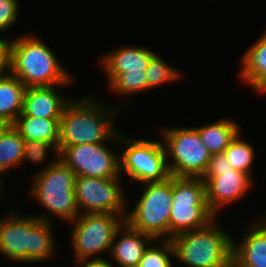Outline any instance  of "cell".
Here are the masks:
<instances>
[{"label": "cell", "instance_id": "obj_1", "mask_svg": "<svg viewBox=\"0 0 266 267\" xmlns=\"http://www.w3.org/2000/svg\"><path fill=\"white\" fill-rule=\"evenodd\" d=\"M71 99L60 119L59 152L67 146L81 144L119 143V130L114 125L116 114L125 104H99L92 97ZM97 102V103H96ZM107 106V107H106Z\"/></svg>", "mask_w": 266, "mask_h": 267}, {"label": "cell", "instance_id": "obj_2", "mask_svg": "<svg viewBox=\"0 0 266 267\" xmlns=\"http://www.w3.org/2000/svg\"><path fill=\"white\" fill-rule=\"evenodd\" d=\"M56 54L36 35H20L11 40L10 74L26 87L65 86L73 78Z\"/></svg>", "mask_w": 266, "mask_h": 267}, {"label": "cell", "instance_id": "obj_3", "mask_svg": "<svg viewBox=\"0 0 266 267\" xmlns=\"http://www.w3.org/2000/svg\"><path fill=\"white\" fill-rule=\"evenodd\" d=\"M51 222L10 212L0 219V253L15 262L38 263L54 255Z\"/></svg>", "mask_w": 266, "mask_h": 267}, {"label": "cell", "instance_id": "obj_4", "mask_svg": "<svg viewBox=\"0 0 266 267\" xmlns=\"http://www.w3.org/2000/svg\"><path fill=\"white\" fill-rule=\"evenodd\" d=\"M75 172L60 158H55L32 179L31 190L38 203L49 212L36 215L42 221L52 222V214L65 222L74 221L79 215L75 196ZM51 213V216H50Z\"/></svg>", "mask_w": 266, "mask_h": 267}, {"label": "cell", "instance_id": "obj_5", "mask_svg": "<svg viewBox=\"0 0 266 267\" xmlns=\"http://www.w3.org/2000/svg\"><path fill=\"white\" fill-rule=\"evenodd\" d=\"M174 257L188 267H221L233 257V237L215 218L206 227L186 231L171 239Z\"/></svg>", "mask_w": 266, "mask_h": 267}, {"label": "cell", "instance_id": "obj_6", "mask_svg": "<svg viewBox=\"0 0 266 267\" xmlns=\"http://www.w3.org/2000/svg\"><path fill=\"white\" fill-rule=\"evenodd\" d=\"M170 239L177 234L206 227L217 216L209 209L201 177L172 176Z\"/></svg>", "mask_w": 266, "mask_h": 267}, {"label": "cell", "instance_id": "obj_7", "mask_svg": "<svg viewBox=\"0 0 266 267\" xmlns=\"http://www.w3.org/2000/svg\"><path fill=\"white\" fill-rule=\"evenodd\" d=\"M144 192L125 221L154 240L170 239L172 175L161 182H147Z\"/></svg>", "mask_w": 266, "mask_h": 267}, {"label": "cell", "instance_id": "obj_8", "mask_svg": "<svg viewBox=\"0 0 266 267\" xmlns=\"http://www.w3.org/2000/svg\"><path fill=\"white\" fill-rule=\"evenodd\" d=\"M161 131L170 174L177 177H202L212 154L202 143L198 130L195 127H168Z\"/></svg>", "mask_w": 266, "mask_h": 267}, {"label": "cell", "instance_id": "obj_9", "mask_svg": "<svg viewBox=\"0 0 266 267\" xmlns=\"http://www.w3.org/2000/svg\"><path fill=\"white\" fill-rule=\"evenodd\" d=\"M119 130V144L125 150L119 154L120 174H127L131 181L140 183L161 182L171 174L162 141L124 137ZM123 172V173H122Z\"/></svg>", "mask_w": 266, "mask_h": 267}, {"label": "cell", "instance_id": "obj_10", "mask_svg": "<svg viewBox=\"0 0 266 267\" xmlns=\"http://www.w3.org/2000/svg\"><path fill=\"white\" fill-rule=\"evenodd\" d=\"M125 219L121 215L82 213L71 223V243L75 260L103 259L97 254L110 252L117 229ZM97 255V257H95Z\"/></svg>", "mask_w": 266, "mask_h": 267}, {"label": "cell", "instance_id": "obj_11", "mask_svg": "<svg viewBox=\"0 0 266 267\" xmlns=\"http://www.w3.org/2000/svg\"><path fill=\"white\" fill-rule=\"evenodd\" d=\"M121 178L76 176L75 196L79 214L105 213L121 215L125 219L128 201L119 184Z\"/></svg>", "mask_w": 266, "mask_h": 267}, {"label": "cell", "instance_id": "obj_12", "mask_svg": "<svg viewBox=\"0 0 266 267\" xmlns=\"http://www.w3.org/2000/svg\"><path fill=\"white\" fill-rule=\"evenodd\" d=\"M59 158L76 176L121 177L119 154L108 148L106 143L67 146L59 152Z\"/></svg>", "mask_w": 266, "mask_h": 267}, {"label": "cell", "instance_id": "obj_13", "mask_svg": "<svg viewBox=\"0 0 266 267\" xmlns=\"http://www.w3.org/2000/svg\"><path fill=\"white\" fill-rule=\"evenodd\" d=\"M209 209L217 216L220 208L240 200L252 186V177L231 169L213 171L205 180Z\"/></svg>", "mask_w": 266, "mask_h": 267}, {"label": "cell", "instance_id": "obj_14", "mask_svg": "<svg viewBox=\"0 0 266 267\" xmlns=\"http://www.w3.org/2000/svg\"><path fill=\"white\" fill-rule=\"evenodd\" d=\"M153 241L151 236L135 230L124 221L117 229L111 244V258L117 263V267H137L144 251Z\"/></svg>", "mask_w": 266, "mask_h": 267}, {"label": "cell", "instance_id": "obj_15", "mask_svg": "<svg viewBox=\"0 0 266 267\" xmlns=\"http://www.w3.org/2000/svg\"><path fill=\"white\" fill-rule=\"evenodd\" d=\"M70 100L61 95L55 86L27 87L19 116L61 118Z\"/></svg>", "mask_w": 266, "mask_h": 267}, {"label": "cell", "instance_id": "obj_16", "mask_svg": "<svg viewBox=\"0 0 266 267\" xmlns=\"http://www.w3.org/2000/svg\"><path fill=\"white\" fill-rule=\"evenodd\" d=\"M152 50L142 46H124L106 53L101 58V67L110 84L120 73L129 71H146Z\"/></svg>", "mask_w": 266, "mask_h": 267}, {"label": "cell", "instance_id": "obj_17", "mask_svg": "<svg viewBox=\"0 0 266 267\" xmlns=\"http://www.w3.org/2000/svg\"><path fill=\"white\" fill-rule=\"evenodd\" d=\"M251 225L242 241H233V257L243 267H266V216Z\"/></svg>", "mask_w": 266, "mask_h": 267}, {"label": "cell", "instance_id": "obj_18", "mask_svg": "<svg viewBox=\"0 0 266 267\" xmlns=\"http://www.w3.org/2000/svg\"><path fill=\"white\" fill-rule=\"evenodd\" d=\"M240 79L257 92L266 93V35L263 33L242 56Z\"/></svg>", "mask_w": 266, "mask_h": 267}, {"label": "cell", "instance_id": "obj_19", "mask_svg": "<svg viewBox=\"0 0 266 267\" xmlns=\"http://www.w3.org/2000/svg\"><path fill=\"white\" fill-rule=\"evenodd\" d=\"M60 119L18 116L12 126L25 140L50 142L58 148Z\"/></svg>", "mask_w": 266, "mask_h": 267}, {"label": "cell", "instance_id": "obj_20", "mask_svg": "<svg viewBox=\"0 0 266 267\" xmlns=\"http://www.w3.org/2000/svg\"><path fill=\"white\" fill-rule=\"evenodd\" d=\"M26 86L15 76L0 78V119L12 125L22 113Z\"/></svg>", "mask_w": 266, "mask_h": 267}, {"label": "cell", "instance_id": "obj_21", "mask_svg": "<svg viewBox=\"0 0 266 267\" xmlns=\"http://www.w3.org/2000/svg\"><path fill=\"white\" fill-rule=\"evenodd\" d=\"M199 132L202 143L210 153H224L230 142L240 132L237 122L228 118L219 119L210 124L196 128Z\"/></svg>", "mask_w": 266, "mask_h": 267}, {"label": "cell", "instance_id": "obj_22", "mask_svg": "<svg viewBox=\"0 0 266 267\" xmlns=\"http://www.w3.org/2000/svg\"><path fill=\"white\" fill-rule=\"evenodd\" d=\"M24 146L25 139L12 125H6L0 133V167L4 172L22 163Z\"/></svg>", "mask_w": 266, "mask_h": 267}, {"label": "cell", "instance_id": "obj_23", "mask_svg": "<svg viewBox=\"0 0 266 267\" xmlns=\"http://www.w3.org/2000/svg\"><path fill=\"white\" fill-rule=\"evenodd\" d=\"M239 132L230 142L229 146L224 150L227 161L232 165L233 169L251 174V167L256 156L254 147L244 141Z\"/></svg>", "mask_w": 266, "mask_h": 267}, {"label": "cell", "instance_id": "obj_24", "mask_svg": "<svg viewBox=\"0 0 266 267\" xmlns=\"http://www.w3.org/2000/svg\"><path fill=\"white\" fill-rule=\"evenodd\" d=\"M156 241H161V243H157L158 246H156L154 244ZM171 257H174V250L171 240H154L144 251L142 259L140 260V264L137 267H172V262L170 260Z\"/></svg>", "mask_w": 266, "mask_h": 267}, {"label": "cell", "instance_id": "obj_25", "mask_svg": "<svg viewBox=\"0 0 266 267\" xmlns=\"http://www.w3.org/2000/svg\"><path fill=\"white\" fill-rule=\"evenodd\" d=\"M179 70L172 68L156 53L151 57L146 68L148 89H152L177 80L181 75Z\"/></svg>", "mask_w": 266, "mask_h": 267}, {"label": "cell", "instance_id": "obj_26", "mask_svg": "<svg viewBox=\"0 0 266 267\" xmlns=\"http://www.w3.org/2000/svg\"><path fill=\"white\" fill-rule=\"evenodd\" d=\"M109 85L110 90L117 94H135L148 90L146 71H129L120 73Z\"/></svg>", "mask_w": 266, "mask_h": 267}, {"label": "cell", "instance_id": "obj_27", "mask_svg": "<svg viewBox=\"0 0 266 267\" xmlns=\"http://www.w3.org/2000/svg\"><path fill=\"white\" fill-rule=\"evenodd\" d=\"M48 150H52V158H59V150L52 143L40 140H25L22 161L24 162L27 159L30 162L33 161L40 164L46 160Z\"/></svg>", "mask_w": 266, "mask_h": 267}, {"label": "cell", "instance_id": "obj_28", "mask_svg": "<svg viewBox=\"0 0 266 267\" xmlns=\"http://www.w3.org/2000/svg\"><path fill=\"white\" fill-rule=\"evenodd\" d=\"M19 1L0 0V32L7 31L18 21Z\"/></svg>", "mask_w": 266, "mask_h": 267}, {"label": "cell", "instance_id": "obj_29", "mask_svg": "<svg viewBox=\"0 0 266 267\" xmlns=\"http://www.w3.org/2000/svg\"><path fill=\"white\" fill-rule=\"evenodd\" d=\"M231 169H233V167L227 161V157L224 153L213 154L201 179L205 180L213 171H225Z\"/></svg>", "mask_w": 266, "mask_h": 267}, {"label": "cell", "instance_id": "obj_30", "mask_svg": "<svg viewBox=\"0 0 266 267\" xmlns=\"http://www.w3.org/2000/svg\"><path fill=\"white\" fill-rule=\"evenodd\" d=\"M11 40L0 39V78L10 74Z\"/></svg>", "mask_w": 266, "mask_h": 267}, {"label": "cell", "instance_id": "obj_31", "mask_svg": "<svg viewBox=\"0 0 266 267\" xmlns=\"http://www.w3.org/2000/svg\"><path fill=\"white\" fill-rule=\"evenodd\" d=\"M107 259L76 260L80 267H114ZM79 267V266H77Z\"/></svg>", "mask_w": 266, "mask_h": 267}, {"label": "cell", "instance_id": "obj_32", "mask_svg": "<svg viewBox=\"0 0 266 267\" xmlns=\"http://www.w3.org/2000/svg\"><path fill=\"white\" fill-rule=\"evenodd\" d=\"M221 267H243V266L234 257H232Z\"/></svg>", "mask_w": 266, "mask_h": 267}, {"label": "cell", "instance_id": "obj_33", "mask_svg": "<svg viewBox=\"0 0 266 267\" xmlns=\"http://www.w3.org/2000/svg\"><path fill=\"white\" fill-rule=\"evenodd\" d=\"M6 127V124L0 119V133Z\"/></svg>", "mask_w": 266, "mask_h": 267}, {"label": "cell", "instance_id": "obj_34", "mask_svg": "<svg viewBox=\"0 0 266 267\" xmlns=\"http://www.w3.org/2000/svg\"><path fill=\"white\" fill-rule=\"evenodd\" d=\"M3 173H5L4 171H3V169L0 167V184L3 186V181H2V176H1V174H3Z\"/></svg>", "mask_w": 266, "mask_h": 267}, {"label": "cell", "instance_id": "obj_35", "mask_svg": "<svg viewBox=\"0 0 266 267\" xmlns=\"http://www.w3.org/2000/svg\"><path fill=\"white\" fill-rule=\"evenodd\" d=\"M2 187H3V186L0 184V200H1V195H2L1 193H3L2 190L4 189V188H2Z\"/></svg>", "mask_w": 266, "mask_h": 267}]
</instances>
